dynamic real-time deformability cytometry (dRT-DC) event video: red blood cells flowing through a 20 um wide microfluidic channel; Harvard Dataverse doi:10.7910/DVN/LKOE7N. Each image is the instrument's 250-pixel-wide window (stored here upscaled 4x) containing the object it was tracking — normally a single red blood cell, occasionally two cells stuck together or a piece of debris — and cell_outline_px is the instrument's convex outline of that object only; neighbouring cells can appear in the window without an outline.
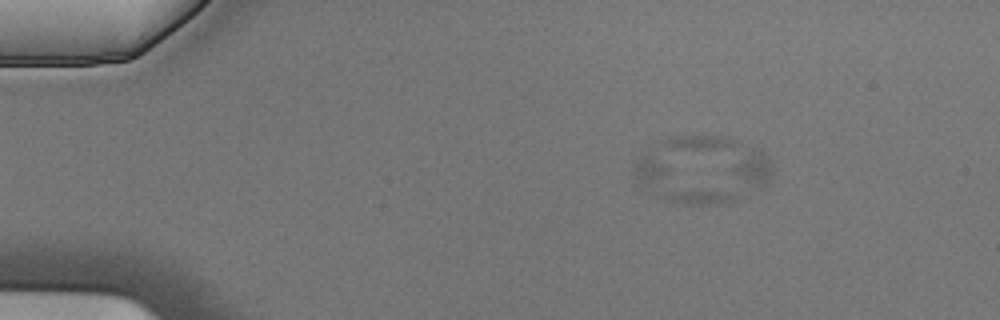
{"species": "Egyptian fruit bat (a non-hibernating species)", "species_latin": "Rousettus aegyptiacus", "temperature_condition": "cold", "stored_images_in_passage": 5, "camera_frame_rate_fps": 3000, "um_per_image_px": 0.085, "animal": {"sex": "male"}, "frame": {"image": 1, "passage_image": 3, "time_ms": 0.667, "image_size_px": [1000, 320], "cell_outline_px": [[736, 200], [720, 204], [676, 204], [656, 196], [648, 192], [632, 176], [632, 168], [636, 160], [640, 156], [644, 156], [664, 164], [736, 196]], "centroid_in_image_um": [57.49, 15.69], "position_along_channel_um": 27.5, "area_um2": 19.02}}